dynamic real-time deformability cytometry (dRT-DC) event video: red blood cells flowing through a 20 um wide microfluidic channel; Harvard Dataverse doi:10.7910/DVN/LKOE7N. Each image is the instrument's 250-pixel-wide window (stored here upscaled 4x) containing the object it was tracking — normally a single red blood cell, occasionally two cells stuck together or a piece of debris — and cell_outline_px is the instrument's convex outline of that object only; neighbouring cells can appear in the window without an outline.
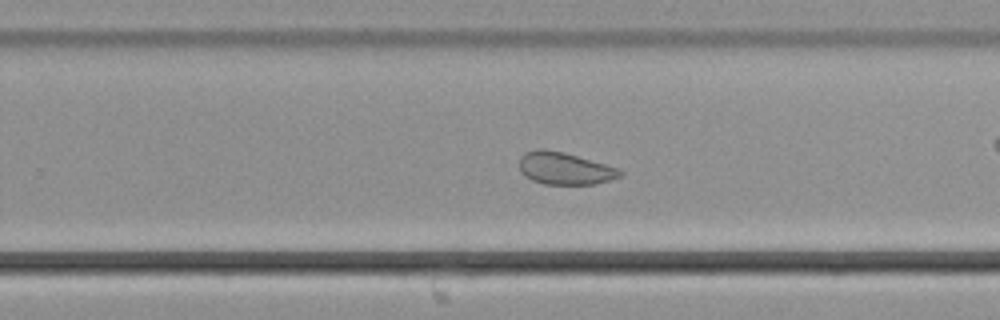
{"species": "common noctule bat (a hibernating species)", "species_latin": "Nyctalus noctula", "temperature_condition": "cold", "stored_images_in_passage": 51, "camera_frame_rate_fps": 3000, "um_per_image_px": 0.085, "animal": {"sex": "male", "body_mass_g": 21.5, "forearm_length_mm": 52.0}, "frame": {"image": 1, "passage_image": 30, "time_ms": 9.667, "image_size_px": [1000, 320], "cell_outline_px": [[624, 172], [620, 176], [596, 184], [544, 184], [532, 180], [524, 176], [520, 172], [520, 156], [524, 152], [536, 148], [544, 148], [564, 152], [620, 168]], "centroid_in_image_um": [47.98, 14.3], "position_along_channel_um": 281.8, "area_um2": 19.13}, "authors_computed_cell_mechanics": {"area_um2": 22.1952, "velocity_mm_per_s": 3.6484, "shape_relaxation_time_tau1_ms": null, "shape_relaxation_time_tau2_ms": 3.0947, "deformation_change_tau1": null, "deformation_change_tau2": 0.0742}}